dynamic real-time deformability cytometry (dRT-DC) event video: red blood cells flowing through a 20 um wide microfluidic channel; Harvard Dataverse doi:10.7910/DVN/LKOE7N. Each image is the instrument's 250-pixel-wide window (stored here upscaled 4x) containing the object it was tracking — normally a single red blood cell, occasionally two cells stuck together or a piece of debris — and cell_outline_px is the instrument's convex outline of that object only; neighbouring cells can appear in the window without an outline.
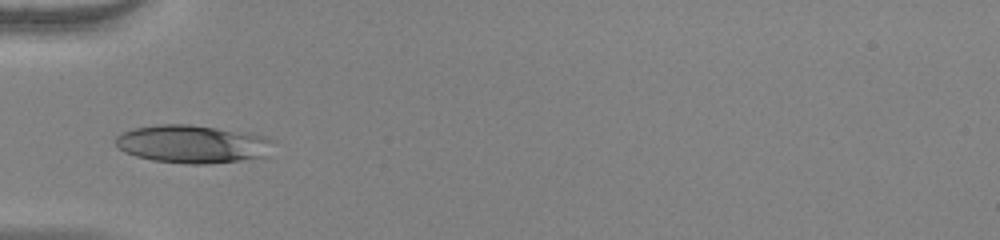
{"species": "human", "species_latin": "Homo sapiens", "temperature_condition": "warm", "stored_images_in_passage": 35, "camera_frame_rate_fps": 3000, "um_per_image_px": 0.085, "donor": {"sex": "female"}, "frame": {"image": 1, "passage_image": 1, "time_ms": 0.0, "image_size_px": [1000, 240], "cell_outline_px": [[272, 140], [264, 156], [240, 160], [208, 164], [188, 164], [152, 160], [136, 156], [124, 152], [116, 144], [116, 136], [120, 132], [132, 128], [160, 124], [188, 124], [252, 132], [268, 136]], "centroid_in_image_um": [16.32, 12.22], "position_along_channel_um": 68.7, "area_um2": 35.03}}
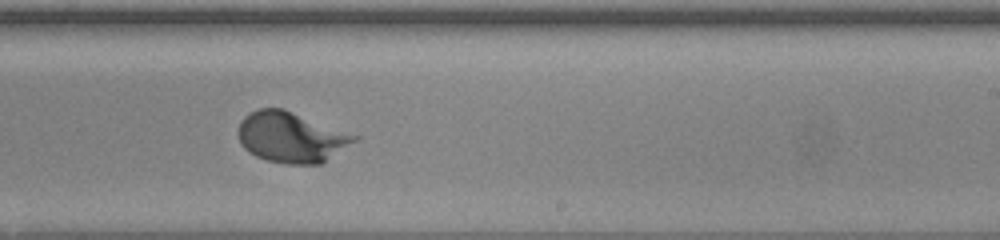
{"frame": {"image": 2, "passage_image": 16, "time_ms": 5.0, "image_size_px": [1000, 240], "cell_outline_px": [[360, 140], [320, 164], [288, 164], [268, 160], [256, 156], [244, 148], [240, 144], [236, 132], [240, 120], [244, 116], [260, 108], [284, 108], [360, 136]], "centroid_in_image_um": [24.77, 11.65], "position_along_channel_um": 264.2, "area_um2": 34.62}}
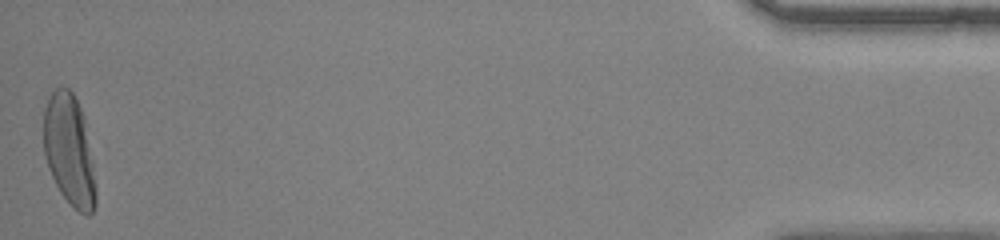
{"frame": {"image": 3, "passage_image": 35, "time_ms": 11.333, "image_size_px": [1000, 240], "cell_outline_px": [[96, 204], [92, 212], [88, 216], [80, 212], [60, 192], [48, 168], [44, 152], [44, 108], [52, 92], [60, 84], [68, 88], [72, 92], [80, 108], [84, 120], [92, 164], [96, 188]], "centroid_in_image_um": [5.87, 12.76], "position_along_channel_um": 429.3, "area_um2": 33.18}}